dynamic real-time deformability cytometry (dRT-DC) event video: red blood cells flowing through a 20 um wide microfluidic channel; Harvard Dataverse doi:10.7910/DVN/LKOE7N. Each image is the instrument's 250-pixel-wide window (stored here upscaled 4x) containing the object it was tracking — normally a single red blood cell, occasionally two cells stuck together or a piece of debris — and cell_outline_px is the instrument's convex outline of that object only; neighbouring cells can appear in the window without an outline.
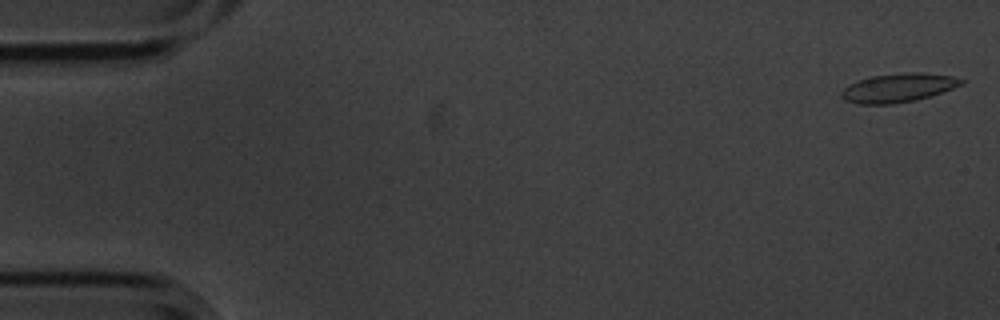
{"species": "common noctule bat (a hibernating species)", "species_latin": "Nyctalus noctula", "temperature_condition": "cold", "stored_images_in_passage": 13, "camera_frame_rate_fps": 3000, "um_per_image_px": 0.085, "animal": {"sex": "male", "body_mass_g": 20.1, "forearm_length_mm": 53.5}, "frame": {"image": 1, "passage_image": 1, "time_ms": 0.0, "image_size_px": [1000, 320], "cell_outline_px": [[964, 84], [916, 100], [892, 104], [860, 104], [844, 100], [840, 96], [840, 92], [848, 84], [872, 76], [904, 72], [924, 72], [952, 76], [964, 80]], "centroid_in_image_um": [76.32, 7.46], "position_along_channel_um": 8.7, "area_um2": 20.06}}
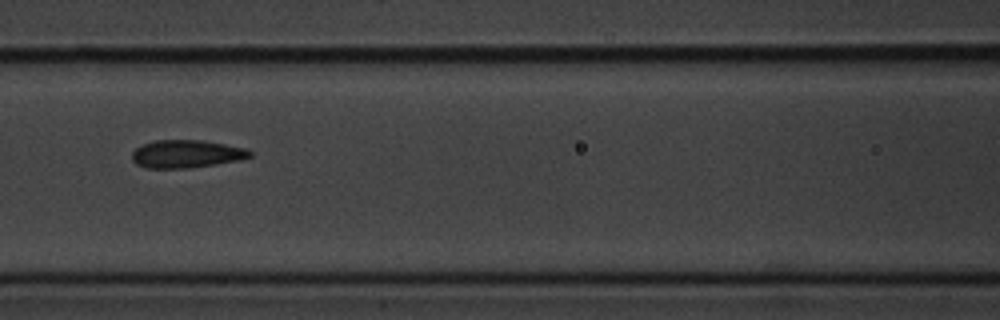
{"frame": {"image": 2, "passage_image": 7, "time_ms": 2.0, "image_size_px": [1000, 320], "cell_outline_px": [[252, 156], [240, 160], [216, 164], [188, 168], [148, 168], [136, 164], [132, 160], [132, 152], [136, 148], [144, 144], [156, 140], [204, 140], [248, 148], [252, 152]], "centroid_in_image_um": [15.88, 13.08], "position_along_channel_um": 150.7, "area_um2": 19.25}}
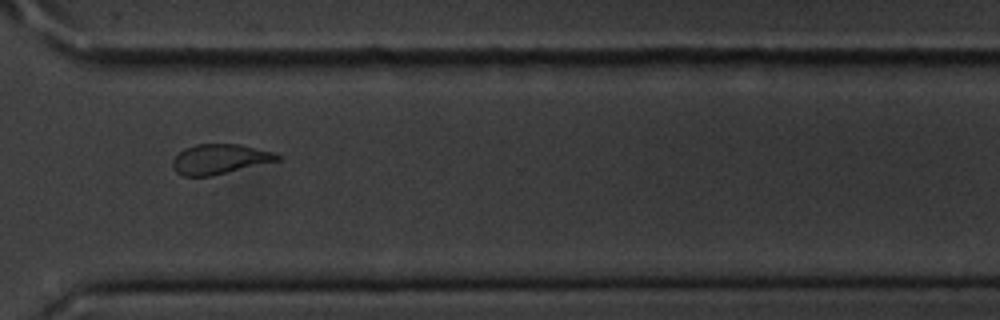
{"frame": {"image": 3, "passage_image": 12, "time_ms": 3.667, "image_size_px": [1000, 320], "cell_outline_px": [[280, 160], [212, 176], [184, 176], [176, 172], [172, 168], [172, 160], [184, 148], [196, 144], [240, 144], [272, 152], [280, 156]], "centroid_in_image_um": [18.64, 13.53], "position_along_channel_um": 352.0, "area_um2": 18.21}}